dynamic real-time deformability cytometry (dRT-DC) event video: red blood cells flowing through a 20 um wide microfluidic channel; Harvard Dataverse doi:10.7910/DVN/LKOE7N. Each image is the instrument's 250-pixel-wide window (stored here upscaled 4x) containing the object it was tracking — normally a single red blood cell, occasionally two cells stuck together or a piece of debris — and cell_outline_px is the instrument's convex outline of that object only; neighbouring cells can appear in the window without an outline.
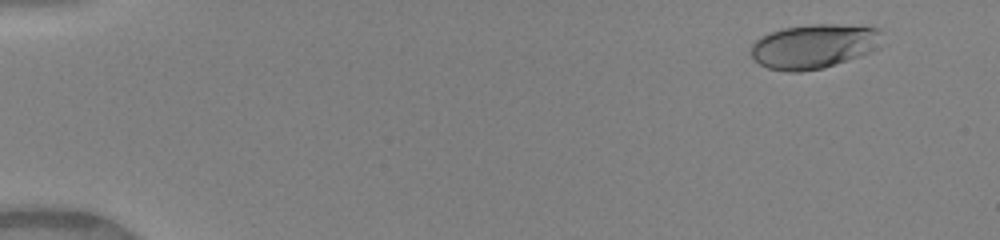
{"species": "human", "species_latin": "Homo sapiens", "temperature_condition": "warm", "stored_images_in_passage": 44, "camera_frame_rate_fps": 3000, "um_per_image_px": 0.085, "donor": {"sex": "female"}, "frame": {"image": 1, "passage_image": 4, "time_ms": 1.0, "image_size_px": [1000, 240], "cell_outline_px": [[884, 32], [880, 48], [872, 52], [824, 68], [800, 72], [788, 72], [768, 68], [760, 64], [748, 52], [752, 44], [760, 36], [784, 28], [808, 24], [840, 24], [880, 28]], "centroid_in_image_um": [69.23, 3.93], "position_along_channel_um": 15.8, "area_um2": 34.51}}
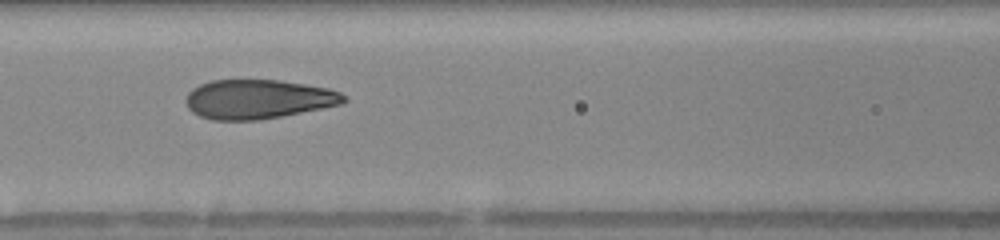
{"frame": {"image": 2, "passage_image": 23, "time_ms": 7.333, "image_size_px": [1000, 240], "cell_outline_px": [[348, 100], [344, 104], [260, 120], [212, 120], [200, 116], [192, 112], [188, 108], [184, 100], [188, 92], [192, 88], [200, 84], [212, 80], [280, 80], [328, 88], [340, 92], [348, 96]], "centroid_in_image_um": [21.95, 8.43], "position_along_channel_um": 144.6, "area_um2": 36.41}}
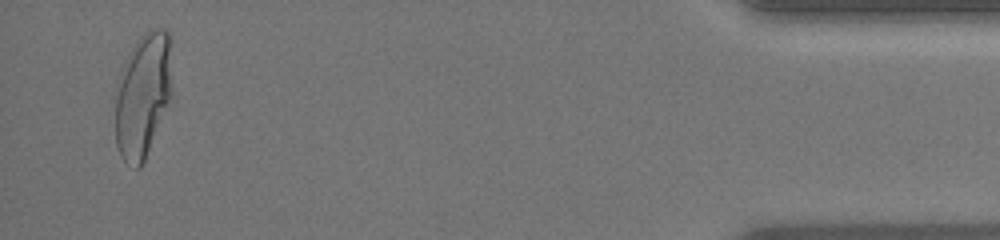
{"frame": {"image": 3, "passage_image": 44, "time_ms": 14.333, "image_size_px": [1000, 240], "cell_outline_px": [[172, 96], [144, 160], [140, 168], [136, 168], [124, 160], [120, 156], [116, 144], [116, 100], [120, 72], [132, 48], [140, 36], [148, 28], [164, 28], [168, 32], [172, 44]], "centroid_in_image_um": [12.19, 8.03], "position_along_channel_um": 423.0, "area_um2": 41.44}, "authors_computed_cell_mechanics": {"area_um2": 36.414, "velocity_mm_per_s": 4.1434, "shape_relaxation_time_tau1_ms": 5.2984, "shape_relaxation_time_tau2_ms": null, "deformation_change_tau1": 0.2249, "deformation_change_tau2": null}}